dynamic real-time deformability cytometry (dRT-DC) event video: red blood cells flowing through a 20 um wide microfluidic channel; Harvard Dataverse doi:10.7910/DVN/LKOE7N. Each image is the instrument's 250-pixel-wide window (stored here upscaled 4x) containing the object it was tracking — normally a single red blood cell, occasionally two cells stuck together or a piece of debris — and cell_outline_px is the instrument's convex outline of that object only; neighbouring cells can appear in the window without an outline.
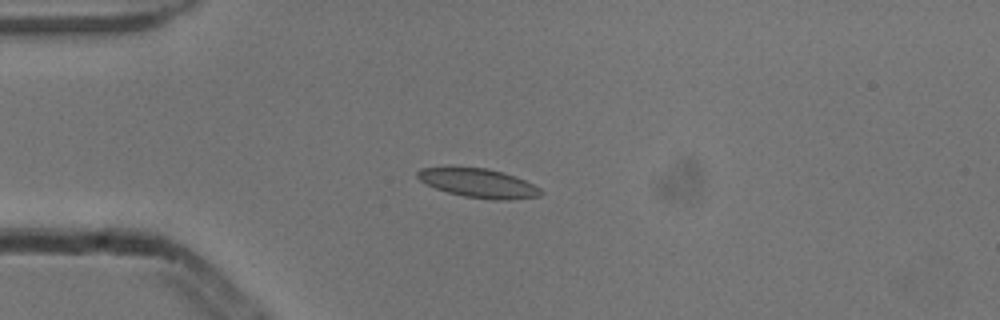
{"species": "common noctule bat (a hibernating species)", "species_latin": "Nyctalus noctula", "temperature_condition": "cold", "stored_images_in_passage": 6, "camera_frame_rate_fps": 3000, "um_per_image_px": 0.085, "animal": {"sex": "male", "body_mass_g": 13.3}, "frame": {"image": 1, "passage_image": 3, "time_ms": 0.667, "image_size_px": [1000, 320], "cell_outline_px": [[544, 192], [540, 196], [508, 200], [492, 200], [464, 196], [448, 192], [436, 188], [420, 180], [416, 176], [416, 172], [420, 168], [488, 168], [504, 172], [524, 180], [540, 188]], "centroid_in_image_um": [40.71, 15.58], "position_along_channel_um": 44.3, "area_um2": 20.58}}
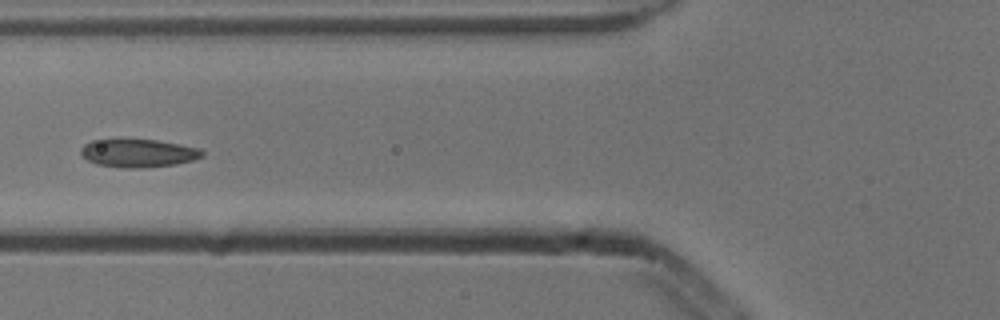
{"frame": {"image": 2, "passage_image": 5, "time_ms": 1.333, "image_size_px": [1000, 320], "cell_outline_px": [[204, 156], [192, 160], [176, 164], [144, 168], [120, 168], [96, 164], [88, 160], [80, 152], [80, 148], [84, 144], [92, 140], [156, 140], [180, 144], [200, 148], [204, 152]], "centroid_in_image_um": [11.76, 13.03], "position_along_channel_um": 114.0, "area_um2": 19.88}}
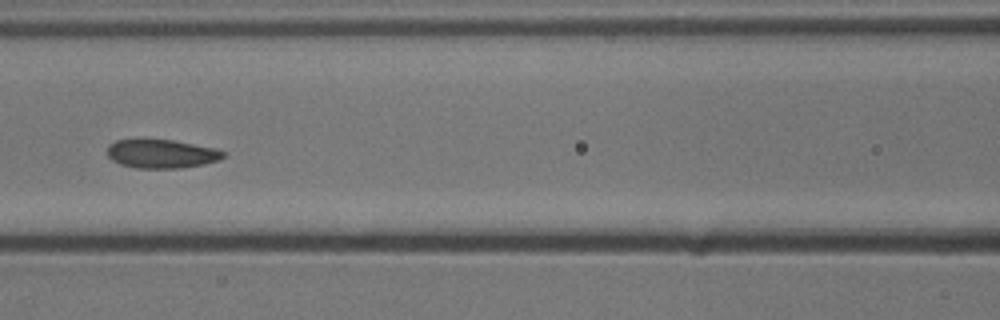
{"frame": {"image": 3, "passage_image": 6, "time_ms": 1.667, "image_size_px": [1000, 320], "cell_outline_px": [[224, 156], [220, 160], [204, 164], [180, 168], [136, 168], [120, 164], [112, 160], [108, 156], [108, 144], [116, 140], [172, 140], [216, 148], [224, 152]], "centroid_in_image_um": [13.73, 13.08], "position_along_channel_um": 152.9, "area_um2": 19.31}}